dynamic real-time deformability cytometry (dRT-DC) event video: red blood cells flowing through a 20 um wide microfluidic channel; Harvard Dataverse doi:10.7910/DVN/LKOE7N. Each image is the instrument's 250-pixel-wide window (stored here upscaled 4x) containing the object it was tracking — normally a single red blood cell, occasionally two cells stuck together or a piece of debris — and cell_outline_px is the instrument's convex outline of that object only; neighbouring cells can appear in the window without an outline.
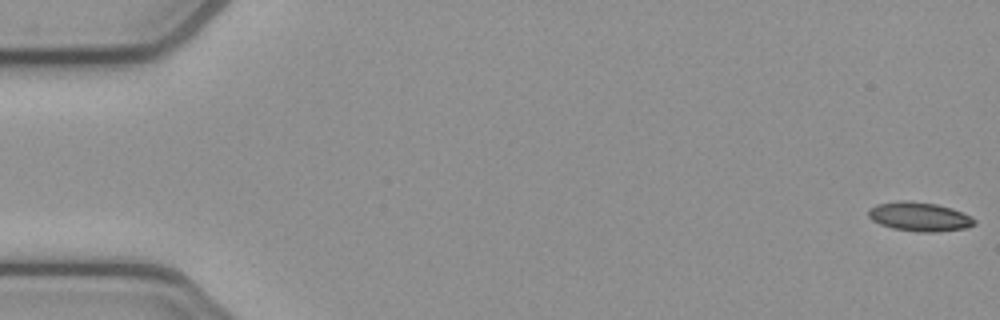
{"species": "common noctule bat (a hibernating species)", "species_latin": "Nyctalus noctula", "temperature_condition": "cold", "stored_images_in_passage": 54, "segment_of_instrument_passage": [1, 2], "camera_frame_rate_fps": 3000, "um_per_image_px": 0.085, "animal": {"sex": "female", "body_mass_g": 21.9}, "frame": {"image": 1, "passage_image": 1, "time_ms": 0.0, "image_size_px": [1000, 320], "cell_outline_px": [[976, 224], [968, 228], [936, 232], [916, 232], [892, 228], [880, 224], [872, 220], [868, 216], [868, 208], [876, 204], [900, 200], [904, 200], [936, 204], [952, 208], [972, 216], [976, 220]], "centroid_in_image_um": [78.16, 18.42], "position_along_channel_um": 6.8, "area_um2": 18.21}}
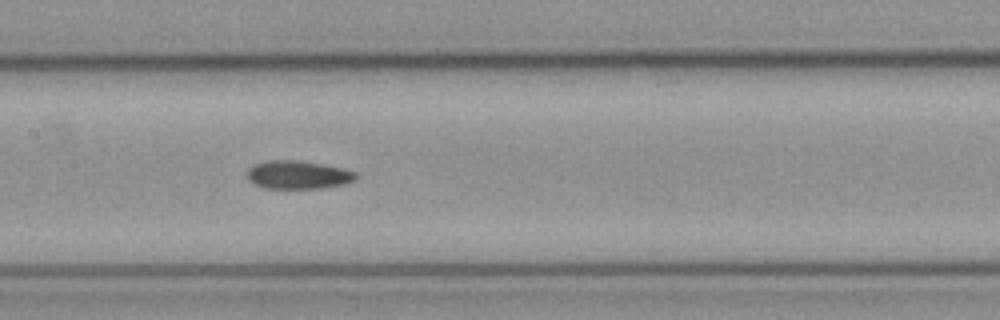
{"frame": {"image": 2, "passage_image": 26, "time_ms": 8.333, "image_size_px": [1000, 320], "cell_outline_px": [[356, 180], [344, 184], [320, 188], [264, 188], [252, 184], [248, 180], [248, 168], [252, 164], [268, 160], [296, 160], [344, 168], [356, 172]], "centroid_in_image_um": [25.3, 14.86], "position_along_channel_um": 182.1, "area_um2": 17.98}}
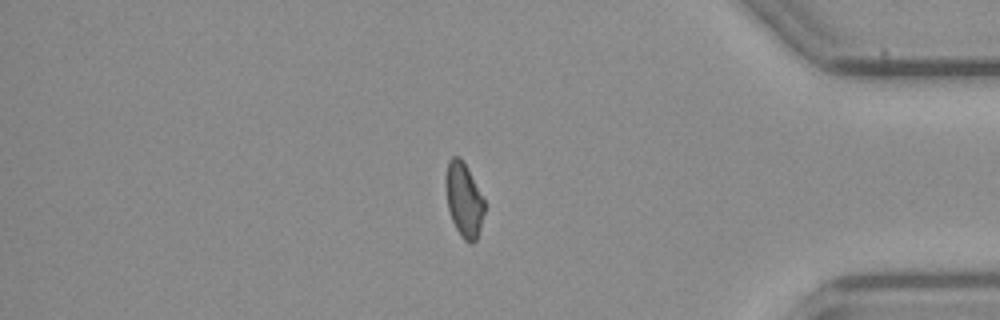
{"frame": {"image": 3, "passage_image": 45, "time_ms": 14.667, "image_size_px": [1000, 320], "cell_outline_px": [[484, 212], [480, 228], [476, 240], [472, 244], [468, 244], [460, 236], [452, 220], [448, 208], [444, 184], [444, 180], [448, 160], [452, 156], [460, 156], [484, 200]], "centroid_in_image_um": [39.39, 17.0], "position_along_channel_um": 395.8, "area_um2": 16.7}}